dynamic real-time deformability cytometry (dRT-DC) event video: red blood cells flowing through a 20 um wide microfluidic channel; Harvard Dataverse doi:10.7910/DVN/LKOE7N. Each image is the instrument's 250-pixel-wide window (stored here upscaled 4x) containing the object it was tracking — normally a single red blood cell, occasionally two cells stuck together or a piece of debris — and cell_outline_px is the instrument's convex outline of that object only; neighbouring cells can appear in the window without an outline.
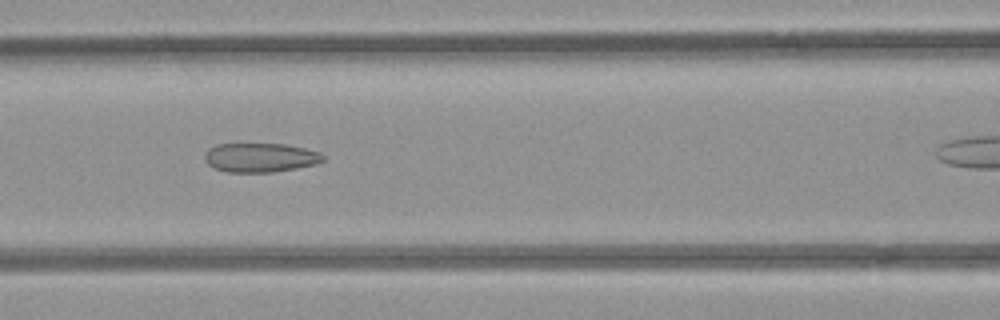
{"species": "common noctule bat (a hibernating species)", "species_latin": "Nyctalus noctula", "temperature_condition": "room temperature", "stored_images_in_passage": 34, "camera_frame_rate_fps": 3000, "um_per_image_px": 0.085, "animal": {"sex": "female", "body_mass_g": 21.9}, "frame": {"image": 1, "passage_image": 14, "time_ms": 4.333, "image_size_px": [1000, 320], "cell_outline_px": [[324, 160], [316, 164], [296, 168], [272, 172], [228, 172], [216, 168], [208, 164], [204, 160], [204, 156], [208, 148], [216, 144], [284, 144], [304, 148], [320, 152], [324, 156]], "centroid_in_image_um": [22.12, 13.39], "position_along_channel_um": 144.5, "area_um2": 20.06}}
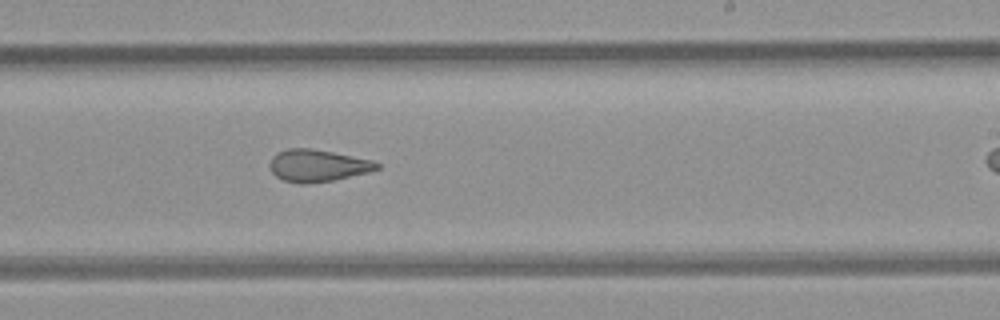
{"frame": {"image": 2, "passage_image": 23, "time_ms": 7.333, "image_size_px": [1000, 320], "cell_outline_px": [[380, 168], [368, 172], [332, 180], [308, 184], [300, 184], [284, 180], [276, 176], [272, 172], [268, 164], [272, 156], [276, 152], [288, 148], [312, 148], [372, 160], [380, 164]], "centroid_in_image_um": [26.95, 14.07], "position_along_channel_um": 262.0, "area_um2": 20.06}}
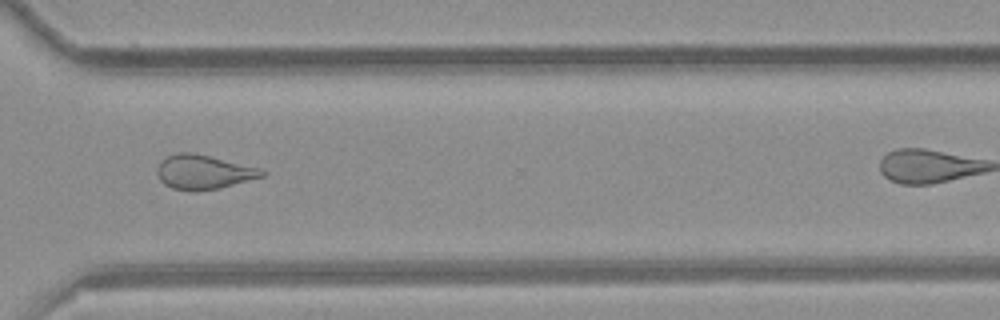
{"frame": {"image": 3, "passage_image": 30, "time_ms": 9.667, "image_size_px": [1000, 320], "cell_outline_px": [[268, 172], [264, 176], [220, 188], [192, 192], [172, 188], [164, 184], [160, 180], [156, 172], [156, 168], [160, 160], [176, 152], [192, 152], [260, 168]], "centroid_in_image_um": [17.27, 14.63], "position_along_channel_um": 353.3, "area_um2": 21.1}}